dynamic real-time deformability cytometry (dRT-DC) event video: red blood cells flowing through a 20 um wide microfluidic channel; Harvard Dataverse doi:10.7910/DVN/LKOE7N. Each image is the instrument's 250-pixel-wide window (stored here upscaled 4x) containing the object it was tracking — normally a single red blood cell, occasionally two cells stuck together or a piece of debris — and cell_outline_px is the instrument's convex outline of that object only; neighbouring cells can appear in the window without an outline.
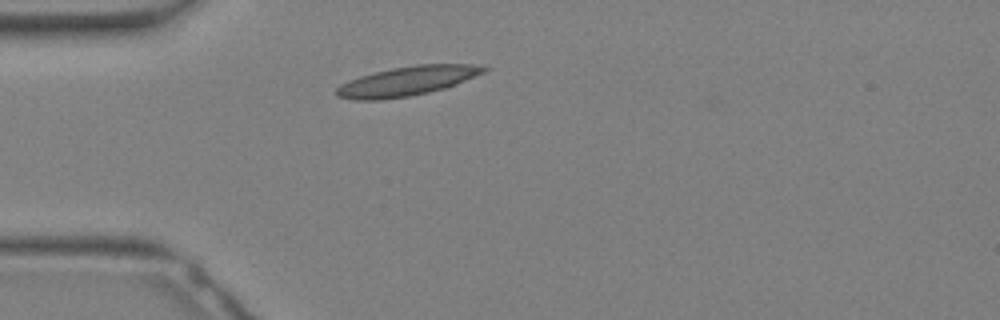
{"species": "Egyptian fruit bat (a non-hibernating species)", "species_latin": "Rousettus aegyptiacus", "temperature_condition": "warm", "stored_images_in_passage": 24, "camera_frame_rate_fps": 3000, "um_per_image_px": 0.085, "animal": {"sex": "female"}, "frame": {"image": 1, "passage_image": 1, "time_ms": 0.0, "image_size_px": [1000, 320], "cell_outline_px": [[488, 68], [484, 72], [448, 88], [408, 96], [380, 100], [356, 100], [336, 96], [336, 88], [340, 84], [348, 80], [360, 76], [392, 68], [416, 64], [472, 64]], "centroid_in_image_um": [34.58, 6.89], "position_along_channel_um": 50.4, "area_um2": 25.14}}
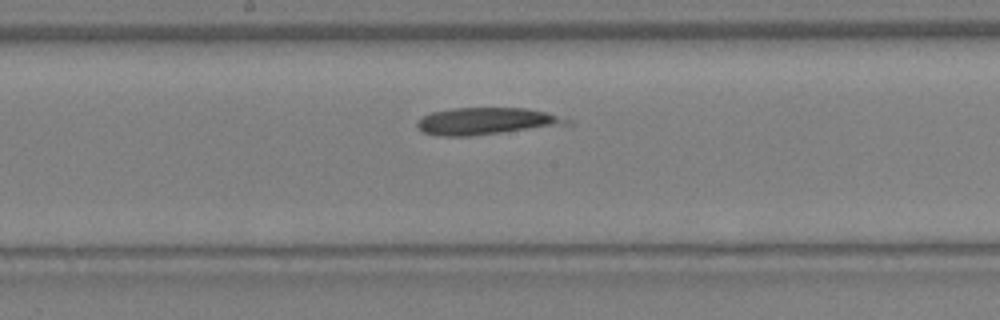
{"frame": {"image": 2, "passage_image": 9, "time_ms": 2.667, "image_size_px": [1000, 320], "cell_outline_px": [[572, 124], [472, 136], [436, 136], [424, 132], [416, 124], [420, 116], [432, 112], [452, 108], [524, 108], [548, 112], [572, 120]], "centroid_in_image_um": [41.35, 10.3], "position_along_channel_um": 206.9, "area_um2": 23.7}}
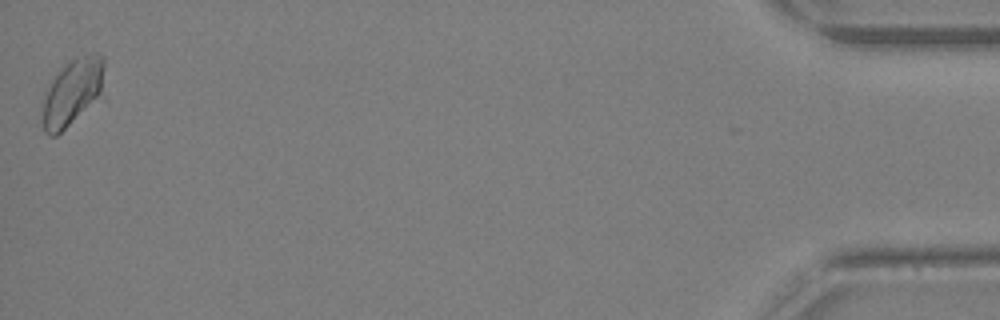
{"frame": {"image": 3, "passage_image": 24, "time_ms": 7.667, "image_size_px": [1000, 320], "cell_outline_px": [[104, 100], [56, 136], [48, 136], [44, 132], [40, 120], [44, 96], [56, 72], [76, 56], [96, 52], [100, 52], [104, 56]], "centroid_in_image_um": [6.22, 7.88], "position_along_channel_um": 429.0, "area_um2": 25.78}}